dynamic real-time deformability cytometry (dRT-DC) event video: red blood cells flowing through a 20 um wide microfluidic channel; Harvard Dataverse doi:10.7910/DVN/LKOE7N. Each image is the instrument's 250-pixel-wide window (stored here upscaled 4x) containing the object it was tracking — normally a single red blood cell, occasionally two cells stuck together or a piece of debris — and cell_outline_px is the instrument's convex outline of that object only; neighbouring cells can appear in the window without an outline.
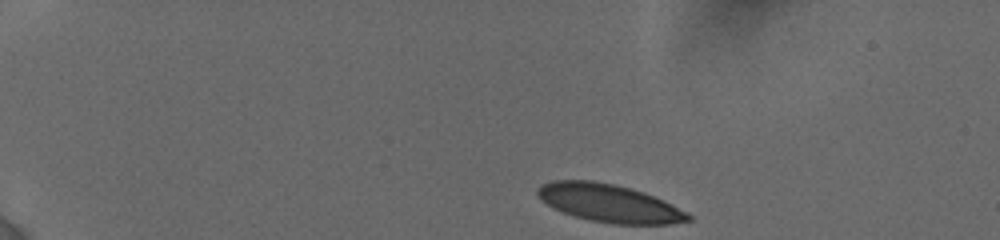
{"species": "human", "species_latin": "Homo sapiens", "temperature_condition": "cold", "stored_images_in_passage": 5, "camera_frame_rate_fps": 3000, "um_per_image_px": 0.085, "donor": {"sex": "female"}, "frame": {"image": 1, "passage_image": 1, "time_ms": 0.0, "image_size_px": [1000, 240], "cell_outline_px": [[692, 220], [668, 224], [616, 224], [592, 220], [576, 216], [564, 212], [540, 200], [536, 196], [536, 188], [540, 184], [552, 180], [592, 180], [616, 184], [632, 188], [644, 192], [664, 200], [688, 212], [692, 216]], "centroid_in_image_um": [51.79, 17.25], "position_along_channel_um": 33.2, "area_um2": 33.41}}
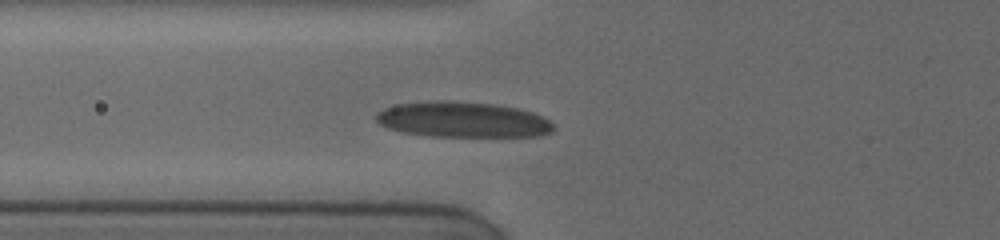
{"frame": {"image": 2, "passage_image": 5, "time_ms": 4.0, "image_size_px": [1000, 240], "cell_outline_px": [[552, 132], [540, 136], [428, 136], [404, 132], [388, 128], [380, 124], [376, 120], [376, 112], [384, 108], [400, 104], [436, 100], [444, 100], [496, 104], [516, 108], [532, 112], [544, 116], [552, 124]], "centroid_in_image_um": [39.33, 10.17], "position_along_channel_um": 86.5, "area_um2": 36.65}}